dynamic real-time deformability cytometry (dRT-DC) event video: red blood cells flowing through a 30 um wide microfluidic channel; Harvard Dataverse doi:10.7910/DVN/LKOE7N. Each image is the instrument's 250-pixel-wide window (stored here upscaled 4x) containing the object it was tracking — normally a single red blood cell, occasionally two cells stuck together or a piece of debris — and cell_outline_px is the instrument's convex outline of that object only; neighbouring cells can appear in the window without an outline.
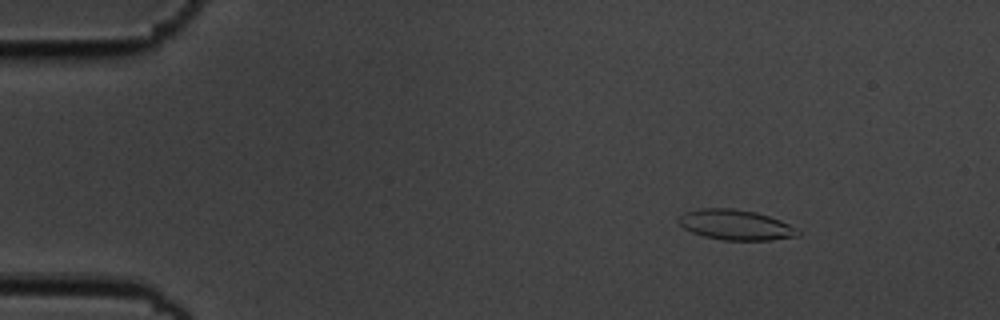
{"species": "common noctule bat (a hibernating species)", "species_latin": "Nyctalus noctula", "temperature_condition": "cold", "stored_images_in_passage": 7, "camera_frame_rate_fps": 3000, "um_per_image_px": 0.085, "animal": {"sex": "male", "body_mass_g": 19.5, "forearm_length_mm": 54.6}, "frame": {"image": 1, "passage_image": 3, "time_ms": 0.667, "image_size_px": [1000, 320], "cell_outline_px": [[800, 236], [768, 240], [724, 240], [704, 236], [692, 232], [684, 228], [676, 220], [684, 212], [700, 208], [732, 208], [756, 212], [780, 220], [796, 228], [800, 232]], "centroid_in_image_um": [62.52, 19.11], "position_along_channel_um": 22.5, "area_um2": 20.98}}
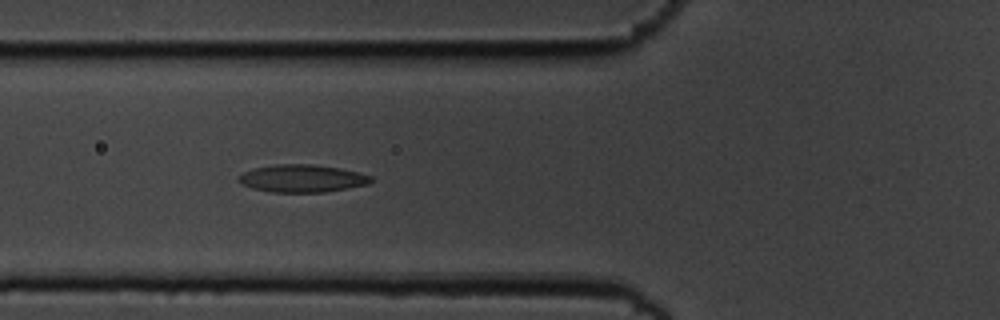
{"frame": {"image": 2, "passage_image": 7, "time_ms": 2.0, "image_size_px": [1000, 320], "cell_outline_px": [[376, 180], [368, 184], [348, 188], [324, 192], [272, 192], [252, 188], [240, 184], [236, 180], [244, 172], [252, 168], [276, 164], [312, 164], [340, 168], [360, 172], [372, 176]], "centroid_in_image_um": [25.7, 15.16], "position_along_channel_um": 100.1, "area_um2": 21.5}}